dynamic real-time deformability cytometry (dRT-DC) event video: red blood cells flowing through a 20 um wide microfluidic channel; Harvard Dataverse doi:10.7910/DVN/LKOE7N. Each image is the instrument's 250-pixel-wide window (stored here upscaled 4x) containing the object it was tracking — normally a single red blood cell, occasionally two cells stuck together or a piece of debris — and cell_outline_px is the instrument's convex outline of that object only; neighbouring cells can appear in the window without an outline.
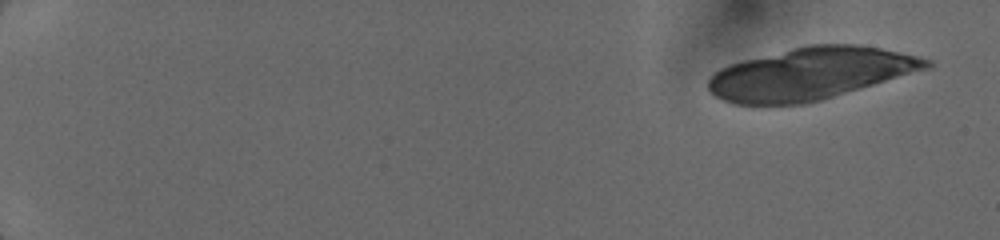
{"species": "human", "species_latin": "Homo sapiens", "temperature_condition": "cold", "stored_images_in_passage": 26, "camera_frame_rate_fps": 3000, "um_per_image_px": 0.085, "donor": {"sex": "female"}, "frame": {"image": 1, "passage_image": 3, "time_ms": 0.667, "image_size_px": [1000, 240], "cell_outline_px": [[932, 68], [824, 100], [808, 104], [732, 104], [716, 96], [708, 88], [708, 80], [720, 68], [744, 60], [808, 44], [856, 44], [880, 48], [916, 56], [932, 60]], "centroid_in_image_um": [68.96, 6.27], "position_along_channel_um": 16.0, "area_um2": 66.3}}
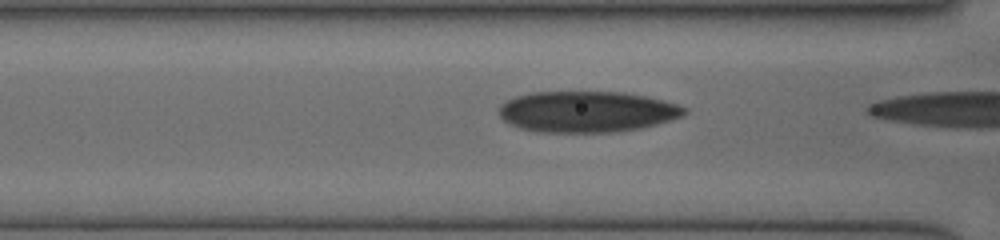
{"frame": {"image": 2, "passage_image": 25, "time_ms": 7.0, "image_size_px": [1000, 240], "cell_outline_px": [[688, 112], [680, 116], [656, 124], [640, 128], [616, 132], [540, 132], [520, 128], [504, 120], [500, 116], [500, 104], [516, 96], [528, 92], [624, 92], [644, 96], [676, 104], [688, 108]], "centroid_in_image_um": [49.87, 9.49], "position_along_channel_um": 116.7, "area_um2": 44.1}}